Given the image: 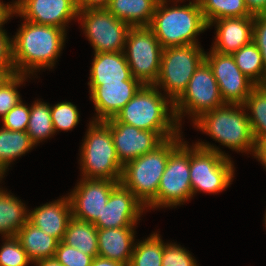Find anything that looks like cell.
I'll use <instances>...</instances> for the list:
<instances>
[{"mask_svg": "<svg viewBox=\"0 0 266 266\" xmlns=\"http://www.w3.org/2000/svg\"><path fill=\"white\" fill-rule=\"evenodd\" d=\"M159 0H110L106 8L130 27L150 26Z\"/></svg>", "mask_w": 266, "mask_h": 266, "instance_id": "obj_24", "label": "cell"}, {"mask_svg": "<svg viewBox=\"0 0 266 266\" xmlns=\"http://www.w3.org/2000/svg\"><path fill=\"white\" fill-rule=\"evenodd\" d=\"M205 60L212 68L224 103L242 105L256 84L241 72L232 54L211 49Z\"/></svg>", "mask_w": 266, "mask_h": 266, "instance_id": "obj_13", "label": "cell"}, {"mask_svg": "<svg viewBox=\"0 0 266 266\" xmlns=\"http://www.w3.org/2000/svg\"><path fill=\"white\" fill-rule=\"evenodd\" d=\"M17 31L12 38L15 73L30 76L40 69H52L62 53L66 31L27 20H24Z\"/></svg>", "mask_w": 266, "mask_h": 266, "instance_id": "obj_1", "label": "cell"}, {"mask_svg": "<svg viewBox=\"0 0 266 266\" xmlns=\"http://www.w3.org/2000/svg\"><path fill=\"white\" fill-rule=\"evenodd\" d=\"M182 133L164 140L153 151L123 166L121 183L148 209L157 208V191L170 153L182 142Z\"/></svg>", "mask_w": 266, "mask_h": 266, "instance_id": "obj_4", "label": "cell"}, {"mask_svg": "<svg viewBox=\"0 0 266 266\" xmlns=\"http://www.w3.org/2000/svg\"><path fill=\"white\" fill-rule=\"evenodd\" d=\"M36 266H64L55 257L41 259L33 263Z\"/></svg>", "mask_w": 266, "mask_h": 266, "instance_id": "obj_47", "label": "cell"}, {"mask_svg": "<svg viewBox=\"0 0 266 266\" xmlns=\"http://www.w3.org/2000/svg\"><path fill=\"white\" fill-rule=\"evenodd\" d=\"M51 119L55 133L70 131L79 123L80 114L77 107L68 101L50 106Z\"/></svg>", "mask_w": 266, "mask_h": 266, "instance_id": "obj_33", "label": "cell"}, {"mask_svg": "<svg viewBox=\"0 0 266 266\" xmlns=\"http://www.w3.org/2000/svg\"><path fill=\"white\" fill-rule=\"evenodd\" d=\"M12 3L11 14L65 31L67 24L78 17L76 0H17Z\"/></svg>", "mask_w": 266, "mask_h": 266, "instance_id": "obj_15", "label": "cell"}, {"mask_svg": "<svg viewBox=\"0 0 266 266\" xmlns=\"http://www.w3.org/2000/svg\"><path fill=\"white\" fill-rule=\"evenodd\" d=\"M4 24H0V66H14L12 57V38L3 29Z\"/></svg>", "mask_w": 266, "mask_h": 266, "instance_id": "obj_40", "label": "cell"}, {"mask_svg": "<svg viewBox=\"0 0 266 266\" xmlns=\"http://www.w3.org/2000/svg\"><path fill=\"white\" fill-rule=\"evenodd\" d=\"M252 41L257 45L262 55L266 85V14L253 16Z\"/></svg>", "mask_w": 266, "mask_h": 266, "instance_id": "obj_39", "label": "cell"}, {"mask_svg": "<svg viewBox=\"0 0 266 266\" xmlns=\"http://www.w3.org/2000/svg\"><path fill=\"white\" fill-rule=\"evenodd\" d=\"M192 198L190 147L182 141L169 155L157 191V208L177 207Z\"/></svg>", "mask_w": 266, "mask_h": 266, "instance_id": "obj_11", "label": "cell"}, {"mask_svg": "<svg viewBox=\"0 0 266 266\" xmlns=\"http://www.w3.org/2000/svg\"><path fill=\"white\" fill-rule=\"evenodd\" d=\"M29 117L30 107L20 101L2 118V127L11 131H26Z\"/></svg>", "mask_w": 266, "mask_h": 266, "instance_id": "obj_38", "label": "cell"}, {"mask_svg": "<svg viewBox=\"0 0 266 266\" xmlns=\"http://www.w3.org/2000/svg\"><path fill=\"white\" fill-rule=\"evenodd\" d=\"M200 44L163 48L160 73L154 85L174 103L186 90L194 72L205 60Z\"/></svg>", "mask_w": 266, "mask_h": 266, "instance_id": "obj_8", "label": "cell"}, {"mask_svg": "<svg viewBox=\"0 0 266 266\" xmlns=\"http://www.w3.org/2000/svg\"><path fill=\"white\" fill-rule=\"evenodd\" d=\"M242 105L247 109L256 144L266 140V85H256Z\"/></svg>", "mask_w": 266, "mask_h": 266, "instance_id": "obj_28", "label": "cell"}, {"mask_svg": "<svg viewBox=\"0 0 266 266\" xmlns=\"http://www.w3.org/2000/svg\"><path fill=\"white\" fill-rule=\"evenodd\" d=\"M172 1H173V0H172ZM180 1H181V0H174V2H176V3H177V2L179 3ZM182 1H183V0H182Z\"/></svg>", "mask_w": 266, "mask_h": 266, "instance_id": "obj_49", "label": "cell"}, {"mask_svg": "<svg viewBox=\"0 0 266 266\" xmlns=\"http://www.w3.org/2000/svg\"><path fill=\"white\" fill-rule=\"evenodd\" d=\"M119 182L82 178L69 194L72 217L94 223L105 207L112 189Z\"/></svg>", "mask_w": 266, "mask_h": 266, "instance_id": "obj_14", "label": "cell"}, {"mask_svg": "<svg viewBox=\"0 0 266 266\" xmlns=\"http://www.w3.org/2000/svg\"><path fill=\"white\" fill-rule=\"evenodd\" d=\"M224 104L212 68L204 60L194 72L186 90L174 102V114L181 128V119L186 114L191 116L193 123L202 114Z\"/></svg>", "mask_w": 266, "mask_h": 266, "instance_id": "obj_10", "label": "cell"}, {"mask_svg": "<svg viewBox=\"0 0 266 266\" xmlns=\"http://www.w3.org/2000/svg\"><path fill=\"white\" fill-rule=\"evenodd\" d=\"M28 216L29 210L25 204L0 187V234L2 237L16 236L28 222Z\"/></svg>", "mask_w": 266, "mask_h": 266, "instance_id": "obj_25", "label": "cell"}, {"mask_svg": "<svg viewBox=\"0 0 266 266\" xmlns=\"http://www.w3.org/2000/svg\"><path fill=\"white\" fill-rule=\"evenodd\" d=\"M35 144L31 141L26 131H11L0 128V179L5 176L13 161L21 157ZM4 175V176H3Z\"/></svg>", "mask_w": 266, "mask_h": 266, "instance_id": "obj_26", "label": "cell"}, {"mask_svg": "<svg viewBox=\"0 0 266 266\" xmlns=\"http://www.w3.org/2000/svg\"><path fill=\"white\" fill-rule=\"evenodd\" d=\"M13 10V3L4 4L3 1L0 0V24H5L13 14H11Z\"/></svg>", "mask_w": 266, "mask_h": 266, "instance_id": "obj_43", "label": "cell"}, {"mask_svg": "<svg viewBox=\"0 0 266 266\" xmlns=\"http://www.w3.org/2000/svg\"><path fill=\"white\" fill-rule=\"evenodd\" d=\"M0 247V266H27L32 264L19 240L14 237H4Z\"/></svg>", "mask_w": 266, "mask_h": 266, "instance_id": "obj_34", "label": "cell"}, {"mask_svg": "<svg viewBox=\"0 0 266 266\" xmlns=\"http://www.w3.org/2000/svg\"><path fill=\"white\" fill-rule=\"evenodd\" d=\"M110 0H76L78 11L86 9H106Z\"/></svg>", "mask_w": 266, "mask_h": 266, "instance_id": "obj_41", "label": "cell"}, {"mask_svg": "<svg viewBox=\"0 0 266 266\" xmlns=\"http://www.w3.org/2000/svg\"><path fill=\"white\" fill-rule=\"evenodd\" d=\"M232 56L241 72L256 85H265V71L262 55L257 45L251 41L234 52Z\"/></svg>", "mask_w": 266, "mask_h": 266, "instance_id": "obj_29", "label": "cell"}, {"mask_svg": "<svg viewBox=\"0 0 266 266\" xmlns=\"http://www.w3.org/2000/svg\"><path fill=\"white\" fill-rule=\"evenodd\" d=\"M62 242L93 258L98 256L97 227L93 223L72 217Z\"/></svg>", "mask_w": 266, "mask_h": 266, "instance_id": "obj_27", "label": "cell"}, {"mask_svg": "<svg viewBox=\"0 0 266 266\" xmlns=\"http://www.w3.org/2000/svg\"><path fill=\"white\" fill-rule=\"evenodd\" d=\"M214 25L216 36L211 47L213 51L233 54L252 41L253 16L217 19L209 23L208 28Z\"/></svg>", "mask_w": 266, "mask_h": 266, "instance_id": "obj_19", "label": "cell"}, {"mask_svg": "<svg viewBox=\"0 0 266 266\" xmlns=\"http://www.w3.org/2000/svg\"><path fill=\"white\" fill-rule=\"evenodd\" d=\"M80 149L81 176L86 179L121 181L123 164L119 161L110 125L106 121H90Z\"/></svg>", "mask_w": 266, "mask_h": 266, "instance_id": "obj_6", "label": "cell"}, {"mask_svg": "<svg viewBox=\"0 0 266 266\" xmlns=\"http://www.w3.org/2000/svg\"><path fill=\"white\" fill-rule=\"evenodd\" d=\"M162 266H198V264L184 247L168 242L164 245Z\"/></svg>", "mask_w": 266, "mask_h": 266, "instance_id": "obj_36", "label": "cell"}, {"mask_svg": "<svg viewBox=\"0 0 266 266\" xmlns=\"http://www.w3.org/2000/svg\"><path fill=\"white\" fill-rule=\"evenodd\" d=\"M252 16L266 14V0H244Z\"/></svg>", "mask_w": 266, "mask_h": 266, "instance_id": "obj_42", "label": "cell"}, {"mask_svg": "<svg viewBox=\"0 0 266 266\" xmlns=\"http://www.w3.org/2000/svg\"><path fill=\"white\" fill-rule=\"evenodd\" d=\"M117 121L142 130L154 131L163 140L181 132L174 103L155 85H142L134 97L116 114Z\"/></svg>", "mask_w": 266, "mask_h": 266, "instance_id": "obj_2", "label": "cell"}, {"mask_svg": "<svg viewBox=\"0 0 266 266\" xmlns=\"http://www.w3.org/2000/svg\"><path fill=\"white\" fill-rule=\"evenodd\" d=\"M264 221H265V227H266V212H265V216H264Z\"/></svg>", "mask_w": 266, "mask_h": 266, "instance_id": "obj_48", "label": "cell"}, {"mask_svg": "<svg viewBox=\"0 0 266 266\" xmlns=\"http://www.w3.org/2000/svg\"><path fill=\"white\" fill-rule=\"evenodd\" d=\"M207 24L222 18L252 16L244 0H198Z\"/></svg>", "mask_w": 266, "mask_h": 266, "instance_id": "obj_32", "label": "cell"}, {"mask_svg": "<svg viewBox=\"0 0 266 266\" xmlns=\"http://www.w3.org/2000/svg\"><path fill=\"white\" fill-rule=\"evenodd\" d=\"M124 55L132 76L144 85H154L160 73L163 48L149 26L130 27Z\"/></svg>", "mask_w": 266, "mask_h": 266, "instance_id": "obj_9", "label": "cell"}, {"mask_svg": "<svg viewBox=\"0 0 266 266\" xmlns=\"http://www.w3.org/2000/svg\"><path fill=\"white\" fill-rule=\"evenodd\" d=\"M136 227L97 228L98 256L130 264Z\"/></svg>", "mask_w": 266, "mask_h": 266, "instance_id": "obj_21", "label": "cell"}, {"mask_svg": "<svg viewBox=\"0 0 266 266\" xmlns=\"http://www.w3.org/2000/svg\"><path fill=\"white\" fill-rule=\"evenodd\" d=\"M14 66H0V87L15 75Z\"/></svg>", "mask_w": 266, "mask_h": 266, "instance_id": "obj_44", "label": "cell"}, {"mask_svg": "<svg viewBox=\"0 0 266 266\" xmlns=\"http://www.w3.org/2000/svg\"><path fill=\"white\" fill-rule=\"evenodd\" d=\"M91 266H127V265L118 261L96 256L95 258H93Z\"/></svg>", "mask_w": 266, "mask_h": 266, "instance_id": "obj_46", "label": "cell"}, {"mask_svg": "<svg viewBox=\"0 0 266 266\" xmlns=\"http://www.w3.org/2000/svg\"><path fill=\"white\" fill-rule=\"evenodd\" d=\"M26 132L35 145L56 134L48 103L36 100L30 106V117Z\"/></svg>", "mask_w": 266, "mask_h": 266, "instance_id": "obj_30", "label": "cell"}, {"mask_svg": "<svg viewBox=\"0 0 266 266\" xmlns=\"http://www.w3.org/2000/svg\"><path fill=\"white\" fill-rule=\"evenodd\" d=\"M29 77V75L15 74L7 83L0 87V118L2 119L7 112L15 107L21 100V96L17 90V87L23 84V82Z\"/></svg>", "mask_w": 266, "mask_h": 266, "instance_id": "obj_35", "label": "cell"}, {"mask_svg": "<svg viewBox=\"0 0 266 266\" xmlns=\"http://www.w3.org/2000/svg\"><path fill=\"white\" fill-rule=\"evenodd\" d=\"M193 124L221 145L236 152H252L255 155L256 142L243 105L225 103L202 114Z\"/></svg>", "mask_w": 266, "mask_h": 266, "instance_id": "obj_5", "label": "cell"}, {"mask_svg": "<svg viewBox=\"0 0 266 266\" xmlns=\"http://www.w3.org/2000/svg\"><path fill=\"white\" fill-rule=\"evenodd\" d=\"M132 77L124 52L94 53L88 84L121 82Z\"/></svg>", "mask_w": 266, "mask_h": 266, "instance_id": "obj_22", "label": "cell"}, {"mask_svg": "<svg viewBox=\"0 0 266 266\" xmlns=\"http://www.w3.org/2000/svg\"><path fill=\"white\" fill-rule=\"evenodd\" d=\"M64 266H91L93 257L60 241L54 256Z\"/></svg>", "mask_w": 266, "mask_h": 266, "instance_id": "obj_37", "label": "cell"}, {"mask_svg": "<svg viewBox=\"0 0 266 266\" xmlns=\"http://www.w3.org/2000/svg\"><path fill=\"white\" fill-rule=\"evenodd\" d=\"M165 244L157 232L136 242L128 266H162Z\"/></svg>", "mask_w": 266, "mask_h": 266, "instance_id": "obj_31", "label": "cell"}, {"mask_svg": "<svg viewBox=\"0 0 266 266\" xmlns=\"http://www.w3.org/2000/svg\"><path fill=\"white\" fill-rule=\"evenodd\" d=\"M145 206L119 182L111 191L101 216L93 223L97 228L135 227Z\"/></svg>", "mask_w": 266, "mask_h": 266, "instance_id": "obj_16", "label": "cell"}, {"mask_svg": "<svg viewBox=\"0 0 266 266\" xmlns=\"http://www.w3.org/2000/svg\"><path fill=\"white\" fill-rule=\"evenodd\" d=\"M167 2L159 0L149 26L162 48L198 44L197 35L208 29L199 1L170 7Z\"/></svg>", "mask_w": 266, "mask_h": 266, "instance_id": "obj_3", "label": "cell"}, {"mask_svg": "<svg viewBox=\"0 0 266 266\" xmlns=\"http://www.w3.org/2000/svg\"><path fill=\"white\" fill-rule=\"evenodd\" d=\"M234 165L227 153L213 144L190 145V182L192 197L197 192L217 194L225 190L234 177Z\"/></svg>", "mask_w": 266, "mask_h": 266, "instance_id": "obj_7", "label": "cell"}, {"mask_svg": "<svg viewBox=\"0 0 266 266\" xmlns=\"http://www.w3.org/2000/svg\"><path fill=\"white\" fill-rule=\"evenodd\" d=\"M106 122L110 125L114 147L119 161L123 165L153 151L164 141L154 131L142 130L132 125L121 123L114 117L106 120Z\"/></svg>", "mask_w": 266, "mask_h": 266, "instance_id": "obj_17", "label": "cell"}, {"mask_svg": "<svg viewBox=\"0 0 266 266\" xmlns=\"http://www.w3.org/2000/svg\"><path fill=\"white\" fill-rule=\"evenodd\" d=\"M77 19L93 46L94 53L124 51L130 26L116 18L107 9L78 11Z\"/></svg>", "mask_w": 266, "mask_h": 266, "instance_id": "obj_12", "label": "cell"}, {"mask_svg": "<svg viewBox=\"0 0 266 266\" xmlns=\"http://www.w3.org/2000/svg\"><path fill=\"white\" fill-rule=\"evenodd\" d=\"M90 98L94 103L96 117L94 121H106L116 114L134 97L143 85L138 79L104 83L88 84Z\"/></svg>", "mask_w": 266, "mask_h": 266, "instance_id": "obj_18", "label": "cell"}, {"mask_svg": "<svg viewBox=\"0 0 266 266\" xmlns=\"http://www.w3.org/2000/svg\"><path fill=\"white\" fill-rule=\"evenodd\" d=\"M254 158H257L266 169V140L256 144V152Z\"/></svg>", "mask_w": 266, "mask_h": 266, "instance_id": "obj_45", "label": "cell"}, {"mask_svg": "<svg viewBox=\"0 0 266 266\" xmlns=\"http://www.w3.org/2000/svg\"><path fill=\"white\" fill-rule=\"evenodd\" d=\"M71 218L69 196H63L55 201L40 205L32 211L30 210L28 221L60 242Z\"/></svg>", "mask_w": 266, "mask_h": 266, "instance_id": "obj_20", "label": "cell"}, {"mask_svg": "<svg viewBox=\"0 0 266 266\" xmlns=\"http://www.w3.org/2000/svg\"><path fill=\"white\" fill-rule=\"evenodd\" d=\"M32 264L41 259L53 258L59 241L40 230L29 221L18 231L15 236Z\"/></svg>", "mask_w": 266, "mask_h": 266, "instance_id": "obj_23", "label": "cell"}]
</instances>
